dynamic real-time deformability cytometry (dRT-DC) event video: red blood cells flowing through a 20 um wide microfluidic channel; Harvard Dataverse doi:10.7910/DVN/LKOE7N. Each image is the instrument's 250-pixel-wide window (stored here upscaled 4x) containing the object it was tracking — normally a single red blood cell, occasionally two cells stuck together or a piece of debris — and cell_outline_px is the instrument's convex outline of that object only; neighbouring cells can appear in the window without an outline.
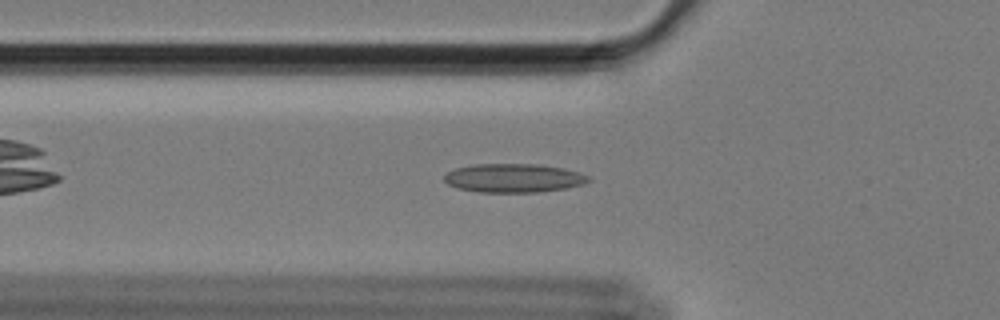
{"species": "Egyptian fruit bat (a non-hibernating species)", "species_latin": "Rousettus aegyptiacus", "temperature_condition": "cold", "stored_images_in_passage": 45, "camera_frame_rate_fps": 3000, "um_per_image_px": 0.085, "animal": {"sex": "female"}, "frame": {"image": 1, "passage_image": 7, "time_ms": 2.0, "image_size_px": [1000, 320], "cell_outline_px": [[592, 180], [584, 184], [568, 188], [540, 192], [476, 192], [456, 188], [448, 184], [444, 180], [444, 176], [448, 172], [456, 168], [476, 164], [536, 164], [564, 168], [580, 172], [588, 176]], "centroid_in_image_um": [43.69, 15.14], "position_along_channel_um": 82.1, "area_um2": 24.33}}
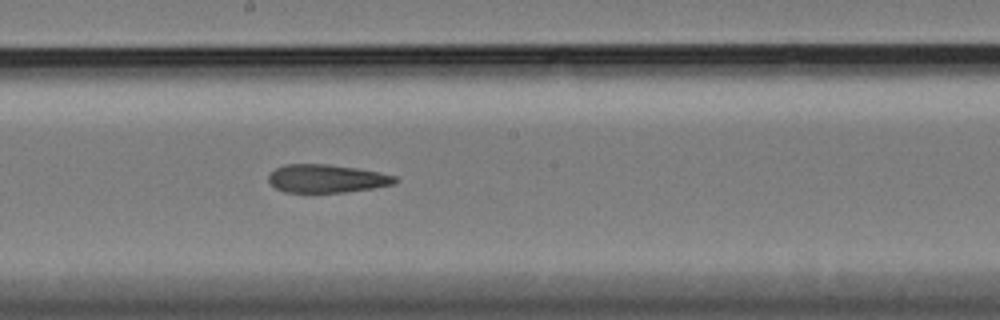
{"frame": {"image": 2, "passage_image": 19, "time_ms": 6.0, "image_size_px": [1000, 320], "cell_outline_px": [[400, 180], [392, 184], [372, 188], [344, 192], [284, 192], [276, 188], [268, 180], [268, 176], [276, 168], [284, 164], [328, 164], [356, 168], [380, 172], [396, 176]], "centroid_in_image_um": [27.77, 15.17], "position_along_channel_um": 220.4, "area_um2": 20.69}}
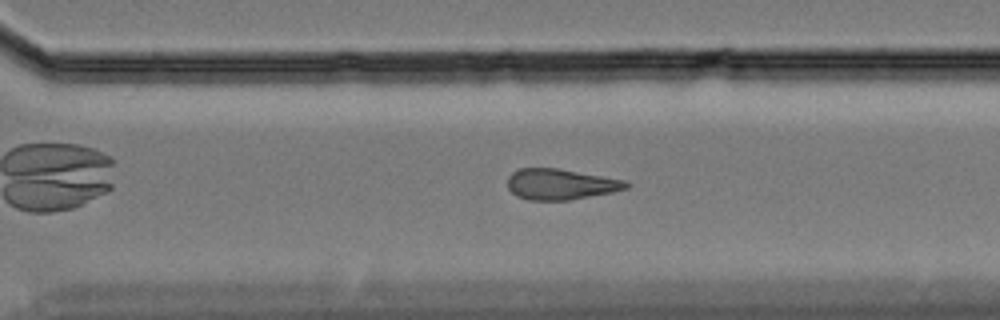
{"frame": {"image": 3, "passage_image": 28, "time_ms": 9.0, "image_size_px": [1000, 320], "cell_outline_px": [[632, 184], [628, 188], [612, 192], [568, 200], [528, 200], [516, 196], [508, 188], [508, 176], [512, 172], [520, 168], [560, 168], [624, 180]], "centroid_in_image_um": [47.64, 15.65], "position_along_channel_um": 323.0, "area_um2": 21.33}, "authors_computed_cell_mechanics": {"area_um2": 22.0218, "velocity_mm_per_s": 3.4317, "shape_relaxation_time_tau1_ms": null, "shape_relaxation_time_tau2_ms": 6.4582, "deformation_change_tau1": null, "deformation_change_tau2": 0.1655}}